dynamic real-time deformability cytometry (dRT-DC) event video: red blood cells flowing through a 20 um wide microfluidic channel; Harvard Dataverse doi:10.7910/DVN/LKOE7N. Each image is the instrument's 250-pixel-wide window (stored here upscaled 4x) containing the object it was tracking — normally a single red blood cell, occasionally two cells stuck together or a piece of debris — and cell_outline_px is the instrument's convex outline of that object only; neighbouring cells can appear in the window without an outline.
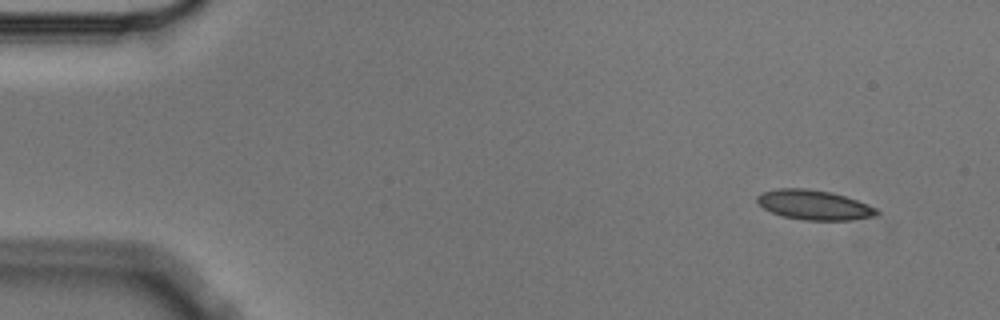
{"species": "Egyptian fruit bat (a non-hibernating species)", "species_latin": "Rousettus aegyptiacus", "temperature_condition": "cold", "stored_images_in_passage": 4, "camera_frame_rate_fps": 3000, "um_per_image_px": 0.085, "animal": {"sex": "male"}, "frame": {"image": 1, "passage_image": 1, "time_ms": 0.0, "image_size_px": [1000, 320], "cell_outline_px": [[880, 212], [876, 216], [848, 220], [804, 220], [784, 216], [772, 212], [756, 204], [756, 196], [760, 192], [776, 188], [804, 188], [832, 192], [868, 204], [876, 208]], "centroid_in_image_um": [69.16, 17.41], "position_along_channel_um": 15.8, "area_um2": 20.81}}
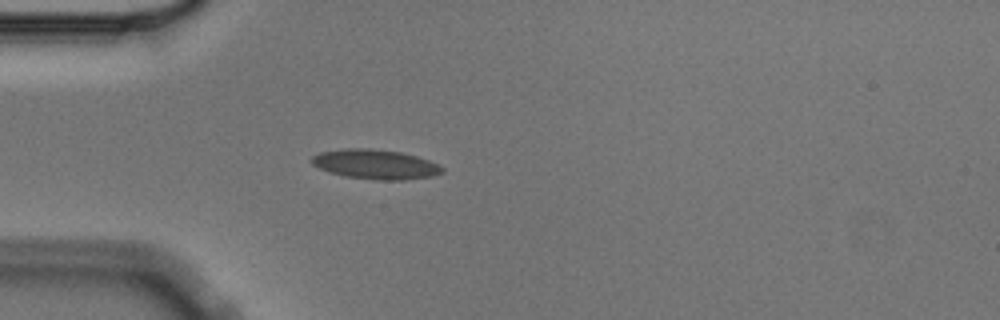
{"frame": {"image": 2, "passage_image": 4, "time_ms": 1.0, "image_size_px": [1000, 320], "cell_outline_px": [[444, 172], [432, 176], [404, 180], [380, 180], [344, 176], [328, 172], [312, 164], [308, 160], [312, 156], [320, 152], [344, 148], [368, 148], [400, 152], [416, 156], [428, 160], [444, 168]], "centroid_in_image_um": [31.87, 13.96], "position_along_channel_um": 53.1, "area_um2": 22.54}}